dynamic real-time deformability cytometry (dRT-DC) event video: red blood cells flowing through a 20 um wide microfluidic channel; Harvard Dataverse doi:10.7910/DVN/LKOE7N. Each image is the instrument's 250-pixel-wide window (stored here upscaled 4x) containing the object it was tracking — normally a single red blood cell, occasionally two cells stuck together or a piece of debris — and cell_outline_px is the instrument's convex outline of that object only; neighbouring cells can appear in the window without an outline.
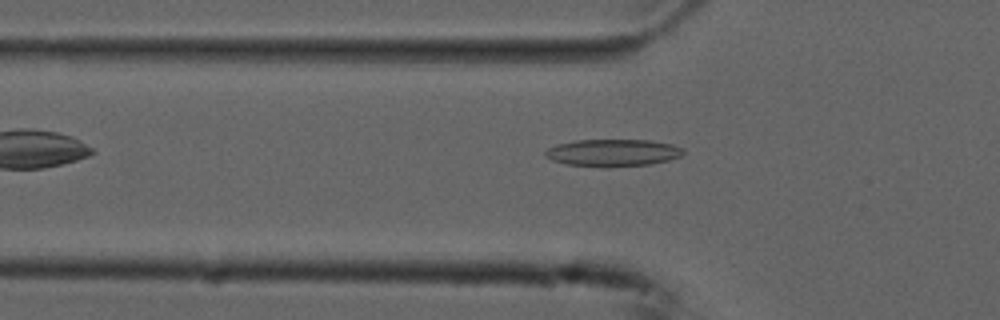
{"species": "common noctule bat (a hibernating species)", "species_latin": "Nyctalus noctula", "temperature_condition": "cold", "stored_images_in_passage": 38, "camera_frame_rate_fps": 3000, "um_per_image_px": 0.085, "animal": {"sex": "male", "forearm_length_mm": 52.5}, "frame": {"image": 1, "passage_image": 2, "time_ms": 0.333, "image_size_px": [1000, 320], "cell_outline_px": [[684, 152], [680, 156], [668, 160], [652, 164], [608, 168], [600, 168], [568, 164], [552, 160], [544, 156], [544, 152], [548, 148], [556, 144], [576, 140], [652, 140], [672, 144], [684, 148]], "centroid_in_image_um": [52.09, 12.99], "position_along_channel_um": 73.7, "area_um2": 22.25}}
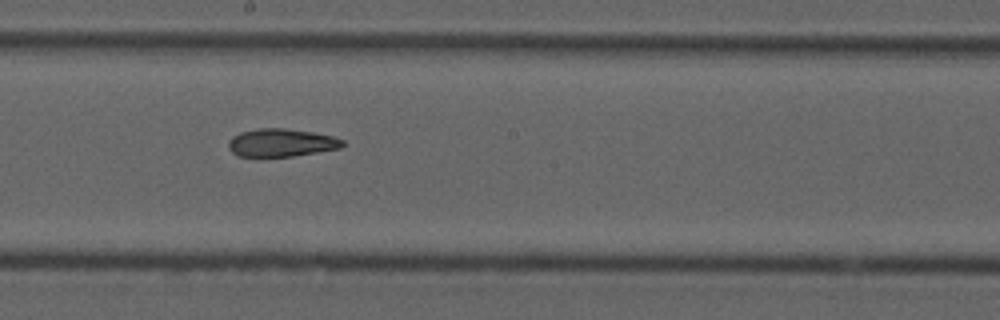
{"frame": {"image": 2, "passage_image": 14, "time_ms": 4.333, "image_size_px": [1000, 320], "cell_outline_px": [[344, 144], [340, 148], [292, 156], [240, 156], [232, 152], [228, 148], [228, 140], [232, 136], [240, 132], [260, 128], [284, 128], [312, 132], [332, 136], [344, 140]], "centroid_in_image_um": [23.88, 12.12], "position_along_channel_um": 224.3, "area_um2": 18.44}}
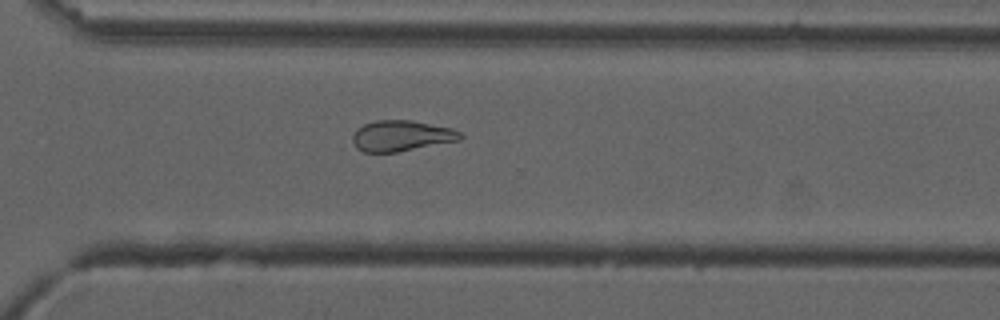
{"frame": {"image": 3, "passage_image": 23, "time_ms": 7.333, "image_size_px": [1000, 320], "cell_outline_px": [[464, 136], [460, 140], [396, 152], [364, 152], [356, 148], [352, 140], [352, 136], [356, 128], [364, 124], [376, 120], [412, 120], [452, 128], [460, 132]], "centroid_in_image_um": [34.1, 11.54], "position_along_channel_um": 336.5, "area_um2": 19.36}, "authors_computed_cell_mechanics": {"area_um2": 19.5653, "velocity_mm_per_s": 3.7465, "shape_relaxation_time_tau1_ms": 11.0283, "shape_relaxation_time_tau2_ms": 4.6013, "deformation_change_tau1": 0.2172, "deformation_change_tau2": 0.1331}}